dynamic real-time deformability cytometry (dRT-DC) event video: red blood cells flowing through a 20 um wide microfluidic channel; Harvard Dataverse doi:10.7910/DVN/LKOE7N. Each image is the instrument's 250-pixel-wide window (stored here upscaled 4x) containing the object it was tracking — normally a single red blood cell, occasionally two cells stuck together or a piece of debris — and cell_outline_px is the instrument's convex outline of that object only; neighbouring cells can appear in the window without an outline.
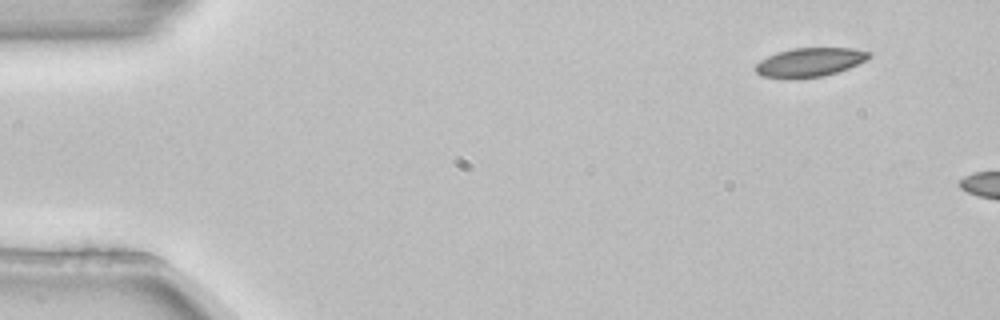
{"species": "common noctule bat (a hibernating species)", "species_latin": "Nyctalus noctula", "temperature_condition": "room temperature", "stored_images_in_passage": 3, "camera_frame_rate_fps": 3000, "um_per_image_px": 0.085, "animal": {"sex": "female", "body_mass_g": 22.7, "forearm_length_mm": 54.2}, "frame": {"image": 1, "passage_image": 1, "time_ms": 0.0, "image_size_px": [1000, 320], "cell_outline_px": [[872, 56], [848, 68], [824, 76], [764, 76], [756, 72], [756, 64], [760, 60], [768, 56], [792, 48], [852, 48], [872, 52]], "centroid_in_image_um": [68.89, 5.24], "position_along_channel_um": 16.1, "area_um2": 18.26}}